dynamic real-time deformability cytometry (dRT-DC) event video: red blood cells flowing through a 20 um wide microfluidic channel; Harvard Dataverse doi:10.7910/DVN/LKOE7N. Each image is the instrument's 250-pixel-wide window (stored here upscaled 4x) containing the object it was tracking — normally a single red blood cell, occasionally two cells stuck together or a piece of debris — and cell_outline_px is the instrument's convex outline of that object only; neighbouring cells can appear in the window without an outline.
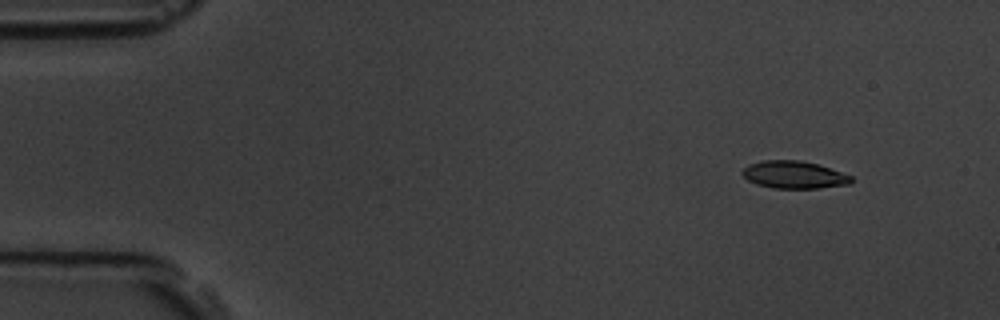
{"species": "common noctule bat (a hibernating species)", "species_latin": "Nyctalus noctula", "temperature_condition": "room temperature", "stored_images_in_passage": 3, "camera_frame_rate_fps": 3000, "um_per_image_px": 0.085, "animal": {"sex": "male", "body_mass_g": 19.5, "forearm_length_mm": 54.6}, "frame": {"image": 1, "passage_image": 1, "time_ms": 0.0, "image_size_px": [1000, 320], "cell_outline_px": [[852, 180], [848, 184], [816, 188], [772, 188], [756, 184], [748, 180], [740, 172], [748, 164], [760, 160], [800, 160], [816, 164], [852, 176]], "centroid_in_image_um": [67.42, 14.85], "position_along_channel_um": 17.6, "area_um2": 17.28}}